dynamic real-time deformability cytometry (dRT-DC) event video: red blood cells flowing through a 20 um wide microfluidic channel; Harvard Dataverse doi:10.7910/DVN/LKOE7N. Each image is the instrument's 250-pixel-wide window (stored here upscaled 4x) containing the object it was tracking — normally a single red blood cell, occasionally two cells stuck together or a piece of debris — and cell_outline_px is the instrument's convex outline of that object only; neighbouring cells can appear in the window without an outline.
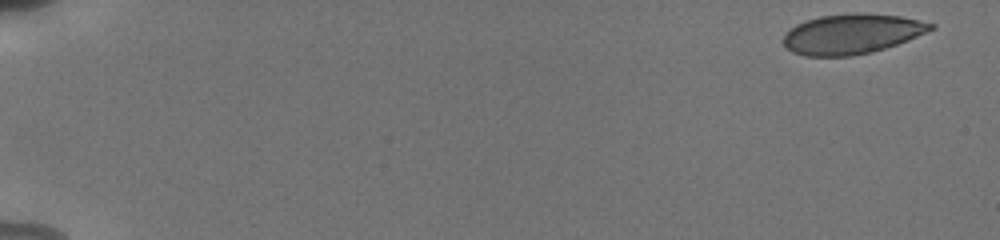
{"species": "human", "species_latin": "Homo sapiens", "temperature_condition": "cold", "stored_images_in_passage": 22, "camera_frame_rate_fps": 3000, "um_per_image_px": 0.085, "donor": {"sex": "male"}, "frame": {"image": 1, "passage_image": 1, "time_ms": 0.0, "image_size_px": [1000, 240], "cell_outline_px": [[936, 28], [908, 40], [872, 52], [852, 56], [804, 56], [792, 52], [784, 44], [784, 36], [796, 24], [820, 16], [856, 12], [860, 12], [900, 16], [936, 24]], "centroid_in_image_um": [72.43, 2.88], "position_along_channel_um": 12.6, "area_um2": 34.22}}
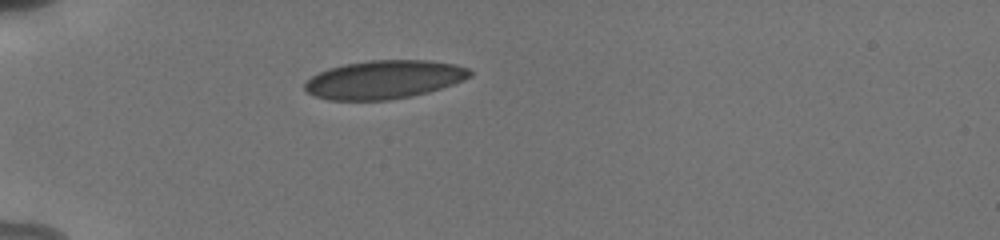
{"frame": {"image": 2, "passage_image": 19, "time_ms": 5.0, "image_size_px": [1000, 240], "cell_outline_px": [[472, 76], [452, 84], [428, 92], [412, 96], [388, 100], [328, 100], [316, 96], [308, 92], [304, 88], [304, 84], [312, 76], [328, 68], [344, 64], [368, 60], [428, 60], [456, 64], [468, 68], [472, 72]], "centroid_in_image_um": [32.65, 6.76], "position_along_channel_um": 52.3, "area_um2": 36.93}}